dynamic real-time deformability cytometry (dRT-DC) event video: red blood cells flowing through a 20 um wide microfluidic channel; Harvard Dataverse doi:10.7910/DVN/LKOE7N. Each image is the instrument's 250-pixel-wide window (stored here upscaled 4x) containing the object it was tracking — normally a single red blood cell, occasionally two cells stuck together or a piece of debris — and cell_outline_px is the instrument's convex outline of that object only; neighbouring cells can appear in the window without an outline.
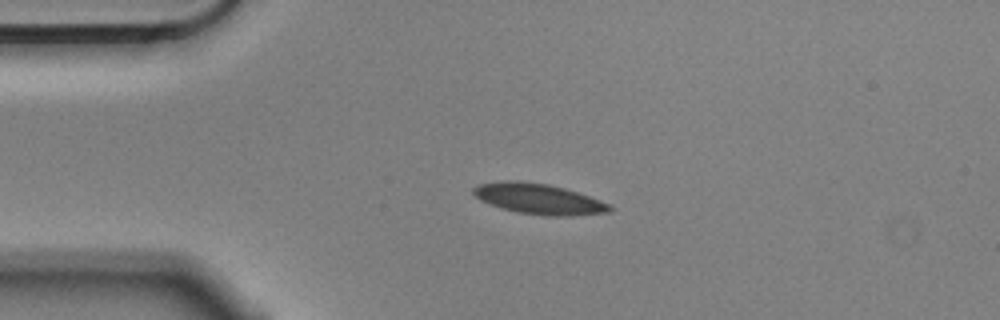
{"species": "Egyptian fruit bat (a non-hibernating species)", "species_latin": "Rousettus aegyptiacus", "temperature_condition": "cold", "stored_images_in_passage": 45, "camera_frame_rate_fps": 3000, "um_per_image_px": 0.085, "animal": {"sex": "male"}, "frame": {"image": 1, "passage_image": 1, "time_ms": 0.0, "image_size_px": [1000, 320], "cell_outline_px": [[616, 208], [612, 212], [572, 216], [544, 216], [516, 212], [500, 208], [480, 200], [472, 192], [472, 188], [480, 184], [504, 180], [516, 180], [548, 184], [564, 188], [612, 204]], "centroid_in_image_um": [45.83, 16.92], "position_along_channel_um": 39.2, "area_um2": 24.57}}
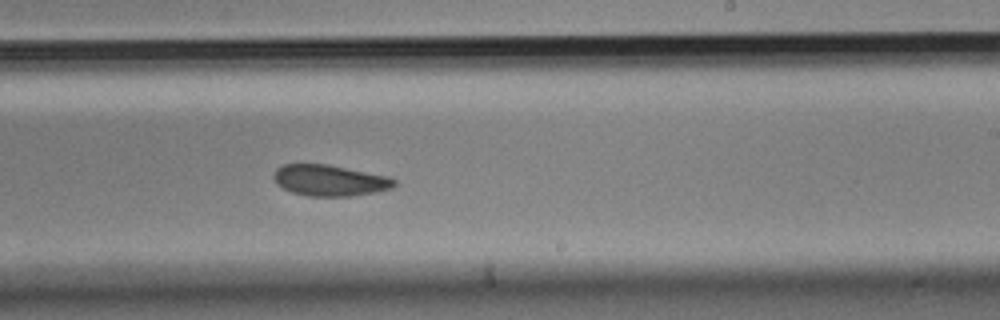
{"frame": {"image": 2, "passage_image": 22, "time_ms": 7.0, "image_size_px": [1000, 320], "cell_outline_px": [[396, 184], [392, 188], [376, 192], [348, 196], [308, 196], [292, 192], [276, 184], [272, 176], [276, 168], [280, 164], [328, 164], [388, 176], [396, 180]], "centroid_in_image_um": [28.0, 15.32], "position_along_channel_um": 261.0, "area_um2": 21.96}}
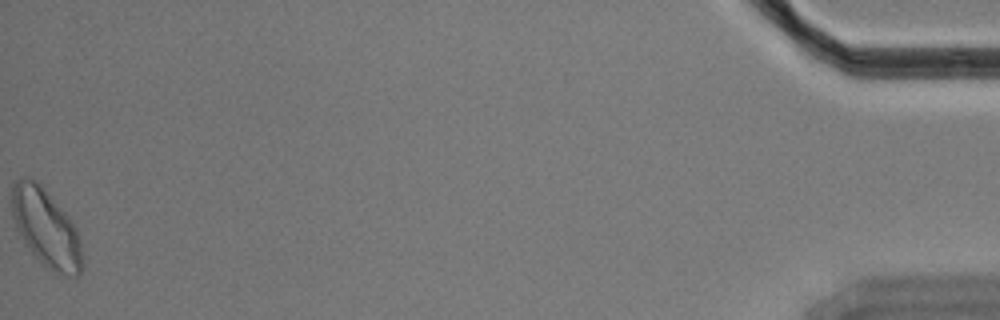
{"frame": {"image": 3, "passage_image": 45, "time_ms": 14.667, "image_size_px": [1000, 320], "cell_outline_px": [[84, 268], [76, 276], [60, 276], [52, 272], [32, 252], [16, 228], [12, 216], [12, 184], [16, 180], [24, 176], [28, 176], [36, 180], [44, 188], [68, 216], [76, 228], [80, 240]], "centroid_in_image_um": [3.93, 19.38], "position_along_channel_um": 431.3, "area_um2": 31.96}, "authors_computed_cell_mechanics": {"area_um2": 23.3512, "velocity_mm_per_s": 3.5364, "shape_relaxation_time_tau1_ms": 4.7033, "shape_relaxation_time_tau2_ms": 3.7106, "deformation_change_tau1": 0.1003, "deformation_change_tau2": 0.0844}}